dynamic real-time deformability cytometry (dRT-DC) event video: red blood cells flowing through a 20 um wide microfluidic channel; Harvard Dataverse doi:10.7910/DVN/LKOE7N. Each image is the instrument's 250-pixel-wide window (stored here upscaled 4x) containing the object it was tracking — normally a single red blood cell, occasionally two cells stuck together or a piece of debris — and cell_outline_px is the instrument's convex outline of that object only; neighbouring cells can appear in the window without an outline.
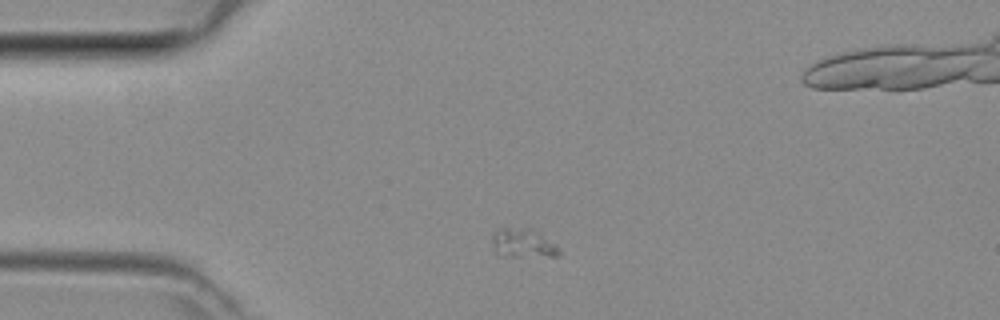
{"species": "common noctule bat (a hibernating species)", "species_latin": "Nyctalus noctula", "temperature_condition": "room temperature", "stored_images_in_passage": 39, "camera_frame_rate_fps": 3000, "um_per_image_px": 0.085, "animal": {"sex": "female", "body_mass_g": 29.2, "forearm_length_mm": 56.3}, "frame": {"image": 1, "passage_image": 1, "time_ms": 0.0, "image_size_px": [1000, 320], "cell_outline_px": [[560, 256], [500, 256], [496, 252], [492, 240], [492, 236], [496, 228], [532, 228], [556, 244], [560, 248]], "centroid_in_image_um": [44.47, 20.67], "position_along_channel_um": 40.5, "area_um2": 11.39}}
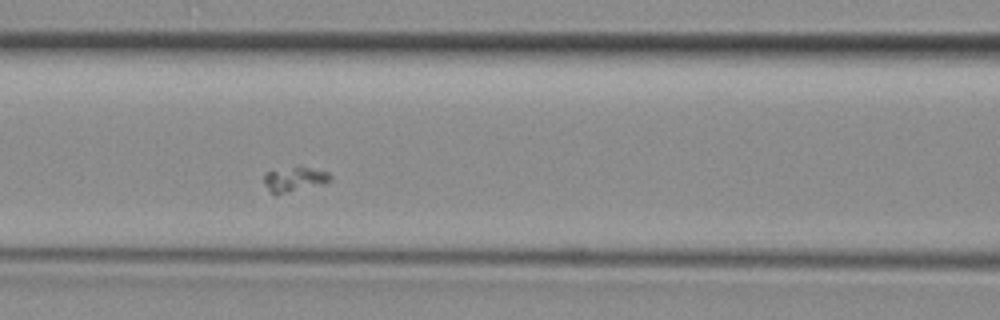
{"frame": {"image": 2, "passage_image": 10, "time_ms": 3.0, "image_size_px": [1000, 320], "cell_outline_px": [[332, 180], [324, 184], [276, 196], [264, 184], [264, 172], [296, 164], [300, 164], [328, 172], [332, 176]], "centroid_in_image_um": [25.05, 15.2], "position_along_channel_um": 141.6, "area_um2": 10.29}}
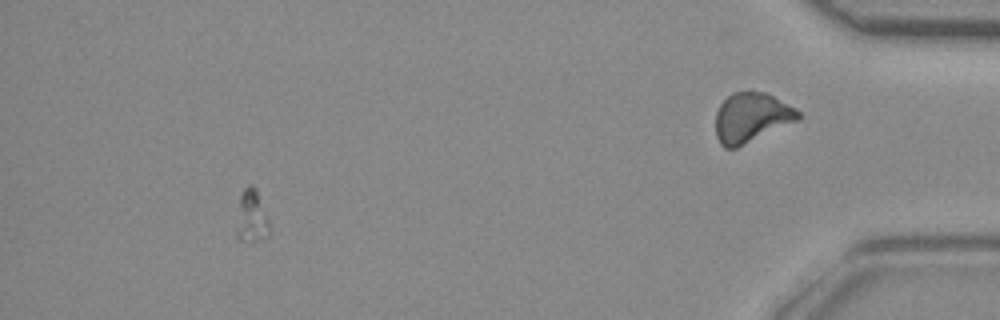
{"frame": {"image": 3, "passage_image": 34, "time_ms": 11.0, "image_size_px": [1000, 320], "cell_outline_px": [[272, 232], [268, 236], [256, 240], [240, 240], [236, 236], [236, 232], [240, 192], [248, 184], [252, 184], [256, 188], [268, 220]], "centroid_in_image_um": [21.39, 18.37], "position_along_channel_um": 413.8, "area_um2": 10.12}}